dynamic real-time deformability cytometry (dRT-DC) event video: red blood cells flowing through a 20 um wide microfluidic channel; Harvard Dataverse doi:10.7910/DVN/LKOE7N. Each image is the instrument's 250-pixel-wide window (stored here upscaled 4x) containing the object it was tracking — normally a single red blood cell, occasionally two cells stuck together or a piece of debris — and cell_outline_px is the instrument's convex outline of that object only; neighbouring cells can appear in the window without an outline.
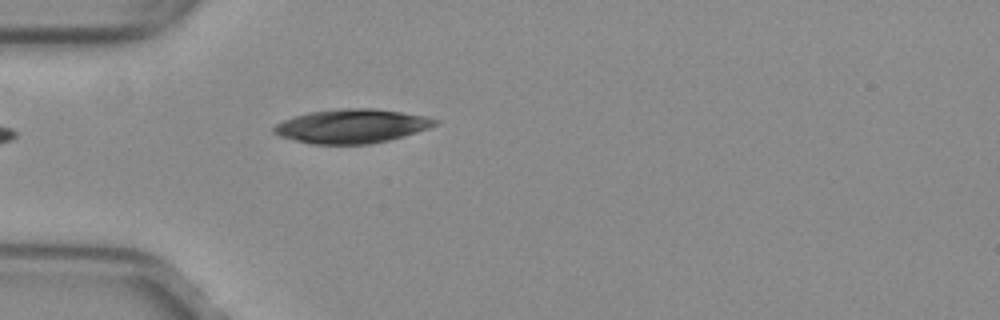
{"species": "common noctule bat (a hibernating species)", "species_latin": "Nyctalus noctula", "temperature_condition": "warm", "stored_images_in_passage": 26, "camera_frame_rate_fps": 3000, "um_per_image_px": 0.085, "animal": {"sex": "female", "body_mass_g": 29.2, "forearm_length_mm": 56.3}, "frame": {"image": 1, "passage_image": 1, "time_ms": 0.0, "image_size_px": [1000, 320], "cell_outline_px": [[440, 120], [436, 124], [428, 128], [404, 136], [388, 140], [368, 144], [312, 144], [280, 136], [272, 132], [272, 128], [276, 124], [284, 120], [308, 112], [340, 108], [368, 108], [400, 112], [424, 116]], "centroid_in_image_um": [29.87, 10.72], "position_along_channel_um": 55.1, "area_um2": 31.62}}
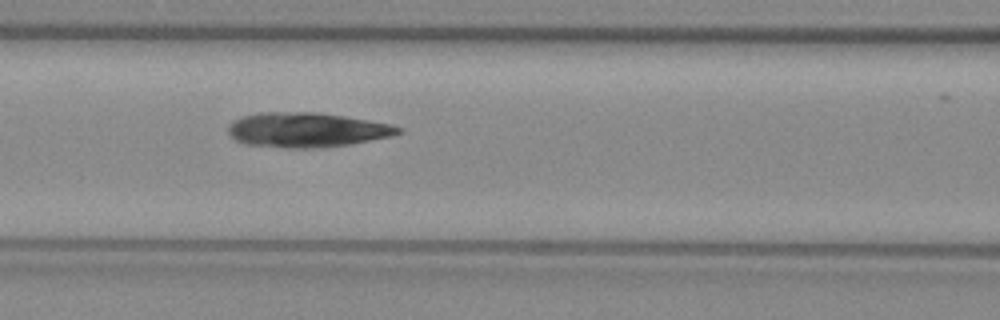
{"frame": {"image": 2, "passage_image": 8, "time_ms": 2.333, "image_size_px": [1000, 320], "cell_outline_px": [[404, 132], [392, 136], [352, 144], [316, 148], [288, 148], [248, 144], [236, 140], [228, 132], [228, 124], [232, 120], [244, 116], [260, 112], [316, 112], [344, 116], [392, 124], [404, 128]], "centroid_in_image_um": [26.12, 11.04], "position_along_channel_um": 140.5, "area_um2": 34.51}}
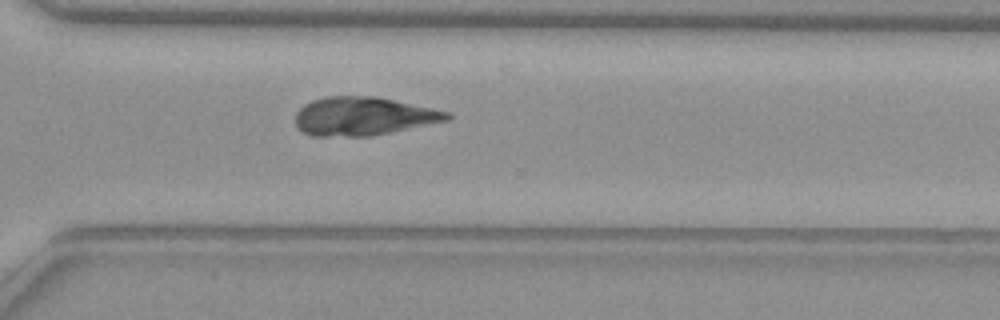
{"frame": {"image": 3, "passage_image": 23, "time_ms": 7.333, "image_size_px": [1000, 320], "cell_outline_px": [[452, 120], [372, 136], [308, 136], [296, 124], [296, 112], [304, 104], [312, 100], [324, 96], [376, 96], [452, 112]], "centroid_in_image_um": [30.93, 9.88], "position_along_channel_um": 339.7, "area_um2": 34.33}}